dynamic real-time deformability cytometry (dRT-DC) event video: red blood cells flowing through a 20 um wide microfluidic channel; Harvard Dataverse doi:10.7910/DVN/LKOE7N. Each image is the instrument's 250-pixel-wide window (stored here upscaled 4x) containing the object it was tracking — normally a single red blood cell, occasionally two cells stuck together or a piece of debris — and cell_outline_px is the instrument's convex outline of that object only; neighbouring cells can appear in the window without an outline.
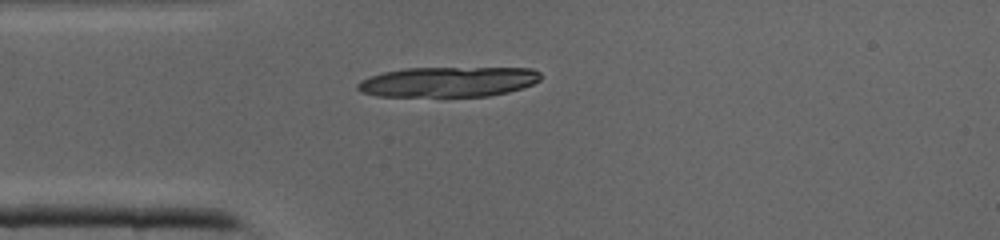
{"species": "common noctule bat (a hibernating species)", "species_latin": "Nyctalus noctula", "temperature_condition": "cold", "stored_images_in_passage": 15, "camera_frame_rate_fps": 3000, "um_per_image_px": 0.085, "animal": {"sex": "male", "body_mass_g": 19.0, "forearm_length_mm": 50.8}, "frame": {"image": 1, "passage_image": 1, "time_ms": 0.0, "image_size_px": [1000, 240], "cell_outline_px": [[540, 80], [532, 84], [508, 92], [488, 96], [376, 96], [360, 92], [356, 88], [356, 84], [360, 80], [384, 72], [404, 68], [532, 68], [540, 72]], "centroid_in_image_um": [38.07, 6.95], "position_along_channel_um": 46.9, "area_um2": 32.14}}